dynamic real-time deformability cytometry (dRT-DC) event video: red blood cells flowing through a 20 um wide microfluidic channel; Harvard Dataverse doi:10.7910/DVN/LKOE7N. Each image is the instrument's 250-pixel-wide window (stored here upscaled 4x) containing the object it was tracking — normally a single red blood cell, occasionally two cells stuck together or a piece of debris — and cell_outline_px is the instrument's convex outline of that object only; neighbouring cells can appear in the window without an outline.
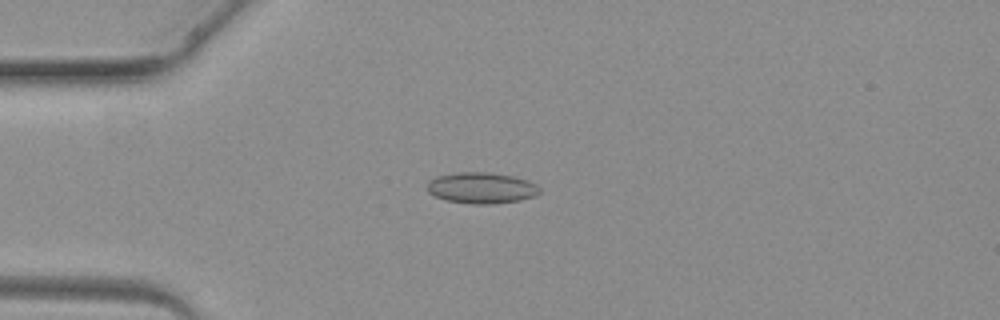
{"species": "common noctule bat (a hibernating species)", "species_latin": "Nyctalus noctula", "temperature_condition": "warm", "stored_images_in_passage": 4, "camera_frame_rate_fps": 3000, "um_per_image_px": 0.085, "animal": {"sex": "female", "body_mass_g": 19.3, "forearm_length_mm": 54.1}, "frame": {"image": 1, "passage_image": 4, "time_ms": 3.333, "image_size_px": [1000, 320], "cell_outline_px": [[540, 192], [536, 196], [520, 200], [492, 204], [472, 204], [448, 200], [436, 196], [428, 192], [428, 180], [436, 176], [460, 172], [488, 172], [512, 176], [528, 180], [536, 184], [540, 188]], "centroid_in_image_um": [40.95, 15.97], "position_along_channel_um": 44.1, "area_um2": 20.35}}